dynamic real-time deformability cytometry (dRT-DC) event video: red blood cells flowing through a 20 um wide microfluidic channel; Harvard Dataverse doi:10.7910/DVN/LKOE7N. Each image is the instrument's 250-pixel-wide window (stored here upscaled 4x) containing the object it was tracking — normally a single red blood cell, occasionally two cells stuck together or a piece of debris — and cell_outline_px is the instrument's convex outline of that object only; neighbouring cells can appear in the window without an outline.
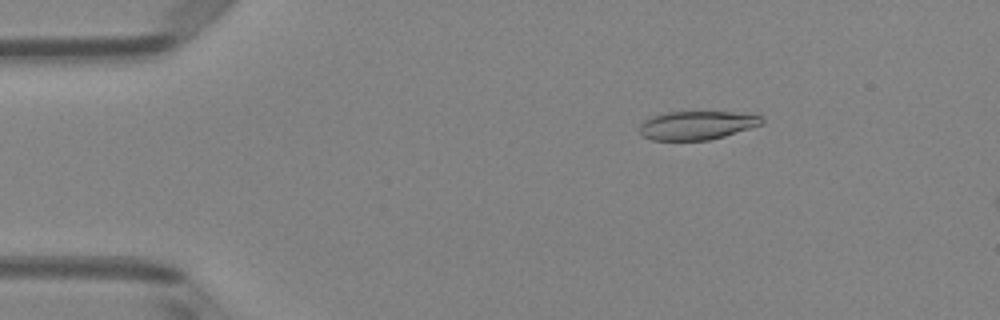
{"species": "Egyptian fruit bat (a non-hibernating species)", "species_latin": "Rousettus aegyptiacus", "temperature_condition": "room temperature", "stored_images_in_passage": 4, "camera_frame_rate_fps": 3000, "um_per_image_px": 0.085, "animal": {"sex": "female"}, "frame": {"image": 1, "passage_image": 2, "time_ms": 0.333, "image_size_px": [1000, 320], "cell_outline_px": [[764, 124], [724, 136], [708, 140], [652, 140], [644, 136], [640, 132], [640, 124], [644, 120], [652, 116], [668, 112], [732, 112], [764, 116]], "centroid_in_image_um": [59.26, 10.65], "position_along_channel_um": 25.7, "area_um2": 20.35}}